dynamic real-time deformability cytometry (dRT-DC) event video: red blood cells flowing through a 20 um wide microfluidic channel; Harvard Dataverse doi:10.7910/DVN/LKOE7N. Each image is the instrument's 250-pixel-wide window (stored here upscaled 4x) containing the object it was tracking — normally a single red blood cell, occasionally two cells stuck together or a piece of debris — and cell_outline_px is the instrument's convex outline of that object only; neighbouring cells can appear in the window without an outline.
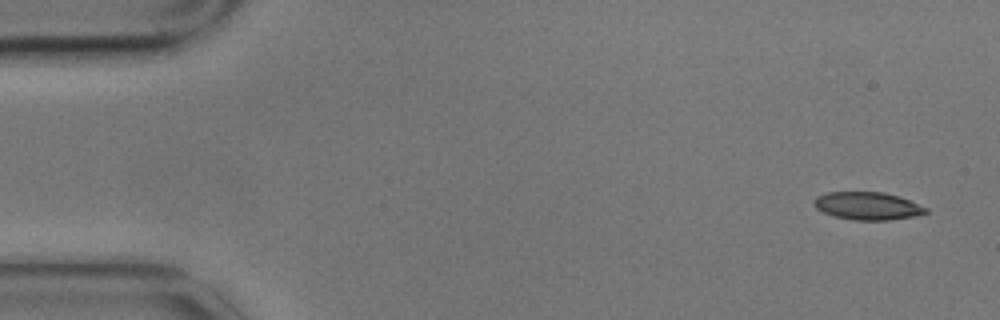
{"species": "common noctule bat (a hibernating species)", "species_latin": "Nyctalus noctula", "temperature_condition": "cold", "stored_images_in_passage": 4, "camera_frame_rate_fps": 3000, "um_per_image_px": 0.085, "animal": {"sex": "male", "body_mass_g": 17.9}, "frame": {"image": 1, "passage_image": 1, "time_ms": 0.0, "image_size_px": [1000, 320], "cell_outline_px": [[928, 212], [912, 216], [888, 220], [852, 220], [832, 216], [816, 208], [812, 204], [812, 200], [816, 196], [828, 192], [884, 192], [900, 196], [928, 208]], "centroid_in_image_um": [73.7, 17.49], "position_along_channel_um": 11.3, "area_um2": 18.21}}
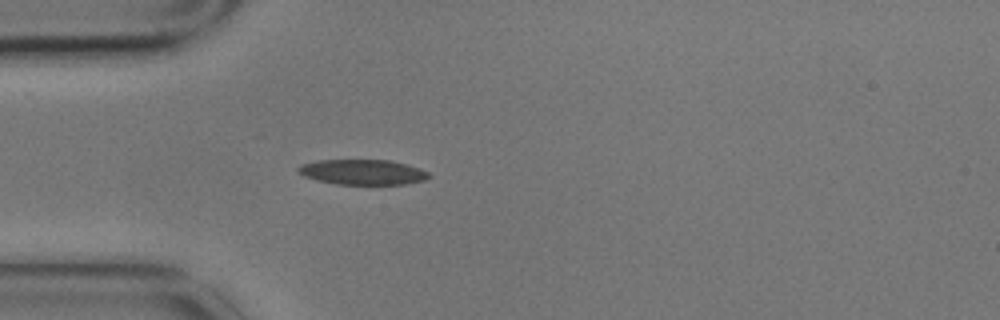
{"frame": {"image": 2, "passage_image": 4, "time_ms": 1.0, "image_size_px": [1000, 320], "cell_outline_px": [[432, 176], [424, 180], [404, 184], [336, 184], [316, 180], [304, 176], [296, 172], [296, 168], [300, 164], [316, 160], [392, 160], [420, 168], [428, 172]], "centroid_in_image_um": [30.79, 14.62], "position_along_channel_um": 54.2, "area_um2": 19.36}}